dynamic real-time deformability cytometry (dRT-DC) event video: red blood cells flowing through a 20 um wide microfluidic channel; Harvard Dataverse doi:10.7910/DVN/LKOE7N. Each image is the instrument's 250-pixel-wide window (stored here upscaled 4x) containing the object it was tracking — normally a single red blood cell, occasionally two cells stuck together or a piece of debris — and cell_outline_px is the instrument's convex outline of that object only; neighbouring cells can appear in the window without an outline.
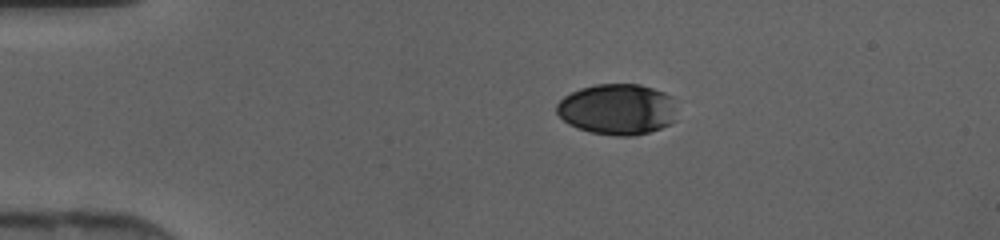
{"species": "human", "species_latin": "Homo sapiens", "temperature_condition": "cold", "stored_images_in_passage": 38, "camera_frame_rate_fps": 3000, "um_per_image_px": 0.085, "donor": {"sex": "female"}, "frame": {"image": 1, "passage_image": 1, "time_ms": 0.0, "image_size_px": [1000, 240], "cell_outline_px": [[676, 120], [660, 128], [648, 132], [632, 136], [616, 136], [592, 132], [568, 124], [556, 112], [556, 104], [564, 96], [580, 88], [596, 84], [640, 84], [664, 92], [672, 96]], "centroid_in_image_um": [52.47, 9.28], "position_along_channel_um": 32.5, "area_um2": 35.6}}
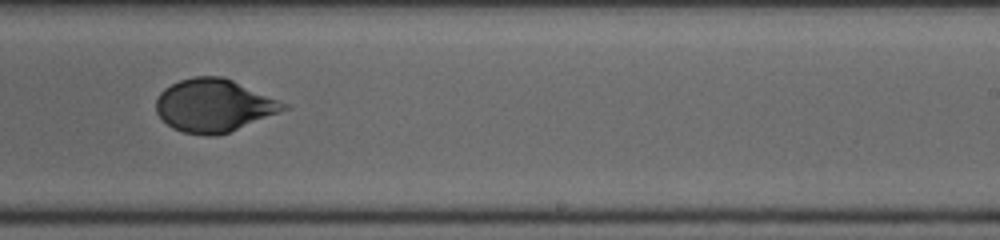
{"frame": {"image": 2, "passage_image": 21, "time_ms": 6.667, "image_size_px": [1000, 240], "cell_outline_px": [[292, 108], [228, 132], [216, 136], [204, 136], [184, 132], [172, 128], [156, 112], [156, 100], [160, 92], [164, 88], [180, 80], [192, 76], [220, 76], [232, 80], [288, 104]], "centroid_in_image_um": [18.18, 8.97], "position_along_channel_um": 270.8, "area_um2": 39.13}}
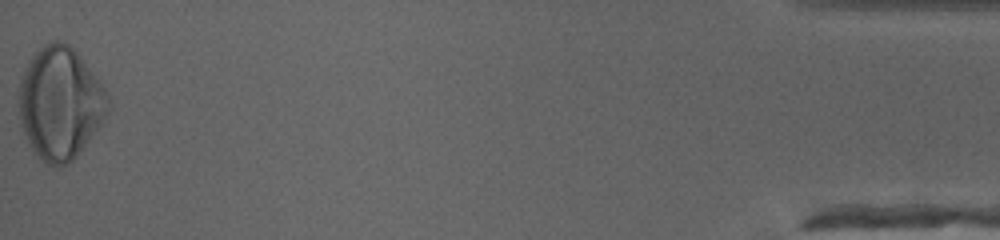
{"frame": {"image": 3, "passage_image": 38, "time_ms": 12.333, "image_size_px": [1000, 240], "cell_outline_px": [[112, 108], [104, 120], [80, 152], [68, 164], [60, 168], [48, 164], [36, 156], [32, 152], [28, 144], [20, 124], [16, 104], [20, 76], [24, 68], [32, 56], [44, 44], [52, 40], [64, 40], [80, 56], [100, 80], [112, 104]], "centroid_in_image_um": [5.09, 8.78], "position_along_channel_um": 430.1, "area_um2": 59.65}}